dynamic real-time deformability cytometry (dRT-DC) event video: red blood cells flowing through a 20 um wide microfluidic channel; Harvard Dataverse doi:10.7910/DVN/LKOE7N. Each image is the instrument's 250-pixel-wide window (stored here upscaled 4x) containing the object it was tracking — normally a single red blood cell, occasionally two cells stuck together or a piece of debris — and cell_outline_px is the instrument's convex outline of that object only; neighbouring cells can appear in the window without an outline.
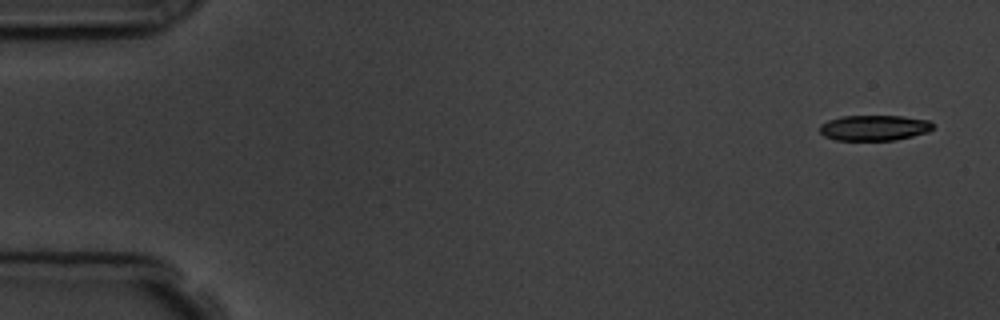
{"species": "common noctule bat (a hibernating species)", "species_latin": "Nyctalus noctula", "temperature_condition": "room temperature", "stored_images_in_passage": 4, "camera_frame_rate_fps": 3000, "um_per_image_px": 0.085, "animal": {"sex": "male", "body_mass_g": 19.5, "forearm_length_mm": 54.6}, "frame": {"image": 1, "passage_image": 1, "time_ms": 0.0, "image_size_px": [1000, 320], "cell_outline_px": [[932, 128], [928, 132], [896, 140], [836, 140], [824, 136], [820, 132], [820, 124], [828, 120], [840, 116], [904, 116], [928, 120], [932, 124]], "centroid_in_image_um": [74.28, 10.86], "position_along_channel_um": 10.7, "area_um2": 16.82}}